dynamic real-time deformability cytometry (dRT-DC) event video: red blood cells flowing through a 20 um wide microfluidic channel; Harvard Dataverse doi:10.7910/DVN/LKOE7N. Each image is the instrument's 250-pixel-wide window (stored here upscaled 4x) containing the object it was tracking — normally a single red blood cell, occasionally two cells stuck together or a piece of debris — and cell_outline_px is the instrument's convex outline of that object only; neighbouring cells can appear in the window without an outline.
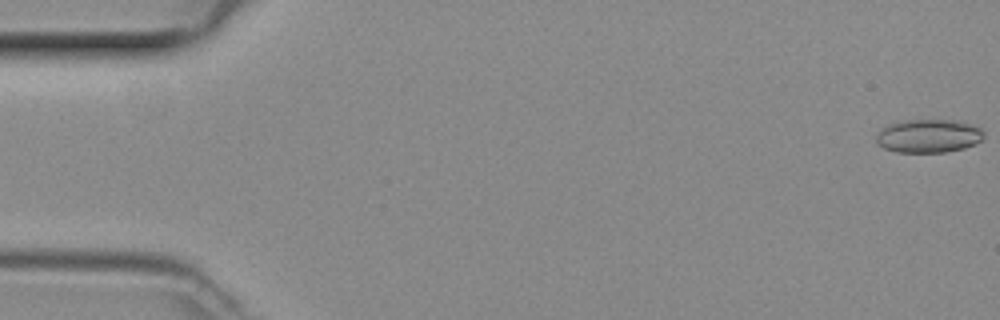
{"species": "common noctule bat (a hibernating species)", "species_latin": "Nyctalus noctula", "temperature_condition": "room temperature", "stored_images_in_passage": 49, "camera_frame_rate_fps": 3000, "um_per_image_px": 0.085, "animal": {"sex": "female", "body_mass_g": 29.2, "forearm_length_mm": 56.3}, "frame": {"image": 1, "passage_image": 1, "time_ms": 0.0, "image_size_px": [1000, 320], "cell_outline_px": [[984, 136], [976, 144], [964, 148], [944, 152], [896, 152], [884, 148], [876, 140], [876, 136], [888, 124], [908, 120], [952, 120], [972, 124], [984, 128]], "centroid_in_image_um": [78.98, 11.55], "position_along_channel_um": 6.0, "area_um2": 20.87}}
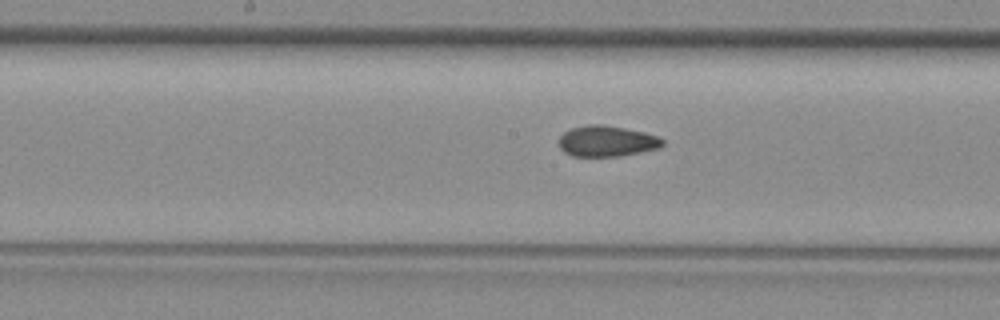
{"frame": {"image": 2, "passage_image": 25, "time_ms": 8.0, "image_size_px": [1000, 320], "cell_outline_px": [[664, 144], [660, 148], [620, 156], [572, 156], [564, 152], [560, 148], [560, 136], [564, 132], [572, 128], [588, 124], [604, 124], [644, 132], [660, 136], [664, 140]], "centroid_in_image_um": [51.61, 11.99], "position_along_channel_um": 196.6, "area_um2": 18.73}}
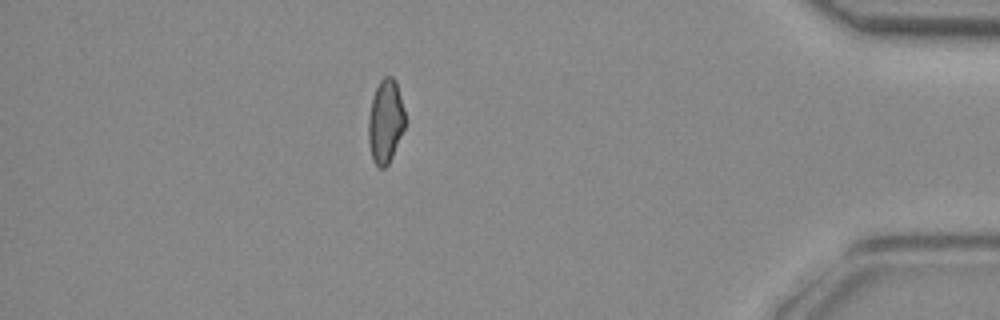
{"frame": {"image": 3, "passage_image": 43, "time_ms": 14.0, "image_size_px": [1000, 320], "cell_outline_px": [[404, 128], [392, 156], [388, 164], [384, 168], [380, 168], [372, 160], [368, 140], [368, 116], [372, 96], [380, 80], [384, 76], [392, 76], [396, 80], [404, 108]], "centroid_in_image_um": [32.75, 10.29], "position_along_channel_um": 402.5, "area_um2": 17.92}}